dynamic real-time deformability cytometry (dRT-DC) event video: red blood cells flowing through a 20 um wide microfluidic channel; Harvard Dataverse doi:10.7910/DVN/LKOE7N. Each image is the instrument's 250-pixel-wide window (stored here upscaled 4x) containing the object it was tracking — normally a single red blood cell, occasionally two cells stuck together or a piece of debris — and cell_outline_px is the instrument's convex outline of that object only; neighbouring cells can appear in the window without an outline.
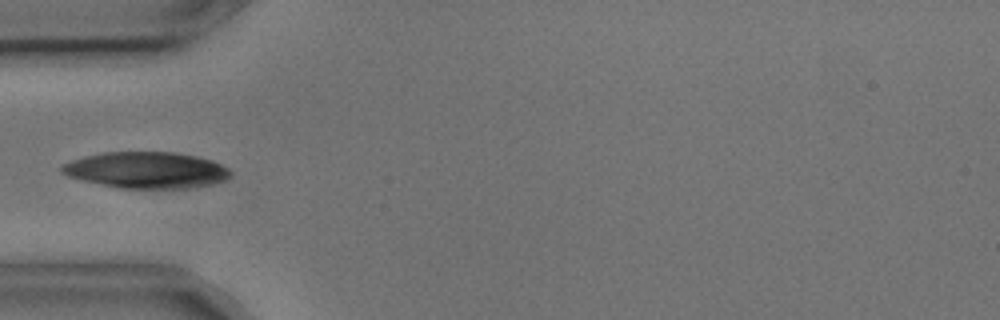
{"species": "common noctule bat (a hibernating species)", "species_latin": "Nyctalus noctula", "temperature_condition": "cold", "stored_images_in_passage": 6, "camera_frame_rate_fps": 3000, "um_per_image_px": 0.085, "animal": {"sex": "male", "body_mass_g": 17.9, "forearm_length_mm": 54.2}, "frame": {"image": 1, "passage_image": 4, "time_ms": 1.0, "image_size_px": [1000, 320], "cell_outline_px": [[232, 176], [224, 180], [212, 184], [196, 188], [120, 188], [80, 180], [68, 176], [60, 172], [60, 164], [84, 156], [104, 152], [172, 152], [196, 156], [212, 160], [228, 168], [232, 172]], "centroid_in_image_um": [12.43, 14.46], "position_along_channel_um": 72.6, "area_um2": 35.95}}